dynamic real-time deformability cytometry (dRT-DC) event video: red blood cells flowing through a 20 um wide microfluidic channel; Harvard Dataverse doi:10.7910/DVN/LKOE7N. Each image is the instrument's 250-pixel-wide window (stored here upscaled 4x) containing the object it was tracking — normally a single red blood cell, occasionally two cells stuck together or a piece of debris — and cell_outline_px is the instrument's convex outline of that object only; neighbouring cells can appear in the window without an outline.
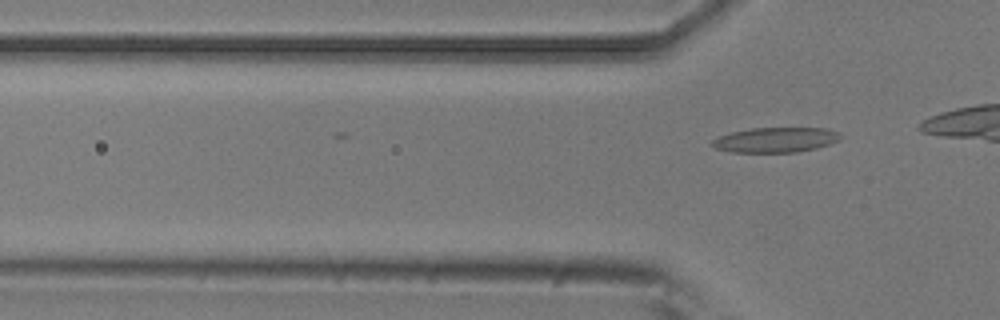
{"species": "common noctule bat (a hibernating species)", "species_latin": "Nyctalus noctula", "temperature_condition": "room temperature", "stored_images_in_passage": 3, "camera_frame_rate_fps": 3000, "um_per_image_px": 0.085, "animal": {"sex": "male", "body_mass_g": 20.5, "forearm_length_mm": 52.5}, "frame": {"image": 1, "passage_image": 3, "time_ms": 0.667, "image_size_px": [1000, 320], "cell_outline_px": [[844, 136], [840, 140], [816, 148], [796, 152], [732, 152], [716, 148], [712, 144], [712, 140], [720, 136], [732, 132], [752, 128], [828, 128], [840, 132]], "centroid_in_image_um": [66.0, 11.88], "position_along_channel_um": 59.8, "area_um2": 18.67}}